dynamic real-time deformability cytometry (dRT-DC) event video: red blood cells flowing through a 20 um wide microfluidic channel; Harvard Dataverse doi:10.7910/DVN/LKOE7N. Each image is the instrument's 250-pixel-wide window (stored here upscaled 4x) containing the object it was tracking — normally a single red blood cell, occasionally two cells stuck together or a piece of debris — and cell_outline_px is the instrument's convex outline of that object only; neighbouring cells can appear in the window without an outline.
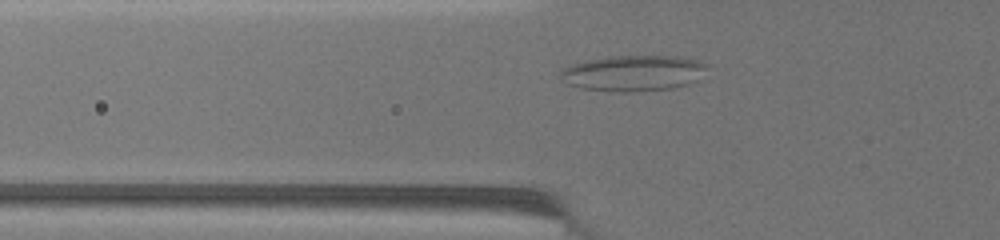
{"species": "common noctule bat (a hibernating species)", "species_latin": "Nyctalus noctula", "temperature_condition": "warm", "stored_images_in_passage": 54, "camera_frame_rate_fps": 3000, "um_per_image_px": 0.085, "animal": {"sex": "female", "body_mass_g": 19.5, "forearm_length_mm": 54.1}, "frame": {"image": 1, "passage_image": 20, "time_ms": 8.333, "image_size_px": [1000, 240], "cell_outline_px": [[708, 64], [696, 80], [688, 84], [672, 88], [632, 92], [616, 92], [580, 88], [568, 84], [560, 80], [560, 72], [568, 64], [584, 60], [608, 56], [676, 56], [696, 60]], "centroid_in_image_um": [53.74, 6.21], "position_along_channel_um": 72.1, "area_um2": 30.75}}
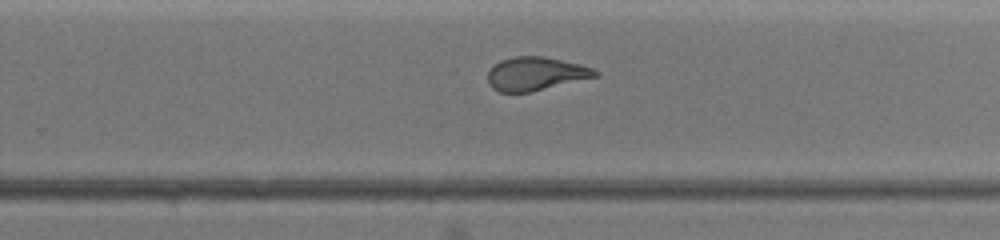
{"frame": {"image": 2, "passage_image": 40, "time_ms": 15.333, "image_size_px": [1000, 240], "cell_outline_px": [[600, 76], [528, 92], [500, 92], [492, 88], [488, 84], [488, 72], [500, 60], [516, 56], [544, 56], [580, 64], [592, 68], [600, 72]], "centroid_in_image_um": [45.55, 6.26], "position_along_channel_um": 284.2, "area_um2": 20.87}}
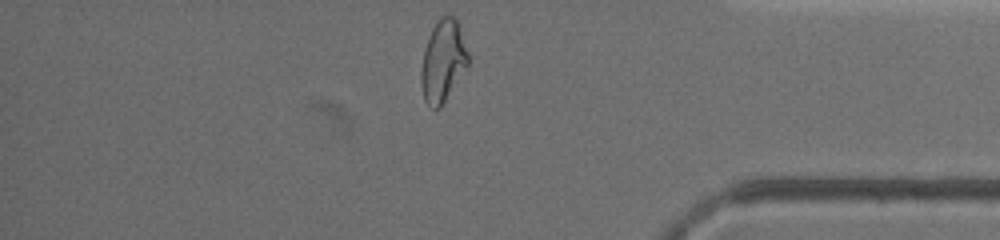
{"frame": {"image": 3, "passage_image": 53, "time_ms": 19.667, "image_size_px": [1000, 240], "cell_outline_px": [[468, 64], [440, 108], [432, 108], [424, 100], [420, 80], [420, 68], [424, 48], [432, 28], [440, 16], [448, 12], [456, 16], [468, 52]], "centroid_in_image_um": [37.63, 5.13], "position_along_channel_um": 397.6, "area_um2": 22.54}, "authors_computed_cell_mechanics": {"area_um2": 22.9466, "velocity_mm_per_s": 3.055, "shape_relaxation_time_tau1_ms": null, "shape_relaxation_time_tau2_ms": 1.2944, "deformation_change_tau1": null, "deformation_change_tau2": 0.0888}}